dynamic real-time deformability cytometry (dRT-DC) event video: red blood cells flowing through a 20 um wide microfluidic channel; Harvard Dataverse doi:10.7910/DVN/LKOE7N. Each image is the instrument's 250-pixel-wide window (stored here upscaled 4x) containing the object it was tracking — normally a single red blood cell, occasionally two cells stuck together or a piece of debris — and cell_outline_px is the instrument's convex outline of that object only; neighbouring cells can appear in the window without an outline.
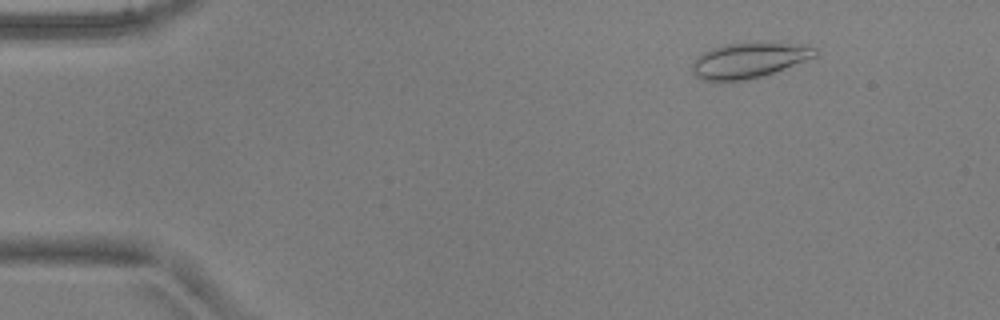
{"species": "common noctule bat (a hibernating species)", "species_latin": "Nyctalus noctula", "temperature_condition": "warm", "stored_images_in_passage": 52, "camera_frame_rate_fps": 3000, "um_per_image_px": 0.085, "animal": {"sex": "male", "body_mass_g": 17.9, "forearm_length_mm": 54.2}, "frame": {"image": 1, "passage_image": 7, "time_ms": 2.0, "image_size_px": [1000, 320], "cell_outline_px": [[816, 56], [772, 72], [760, 76], [744, 80], [700, 80], [692, 72], [692, 64], [696, 56], [712, 48], [724, 44], [756, 40], [788, 44], [816, 48]], "centroid_in_image_um": [63.57, 5.09], "position_along_channel_um": 21.4, "area_um2": 25.14}}
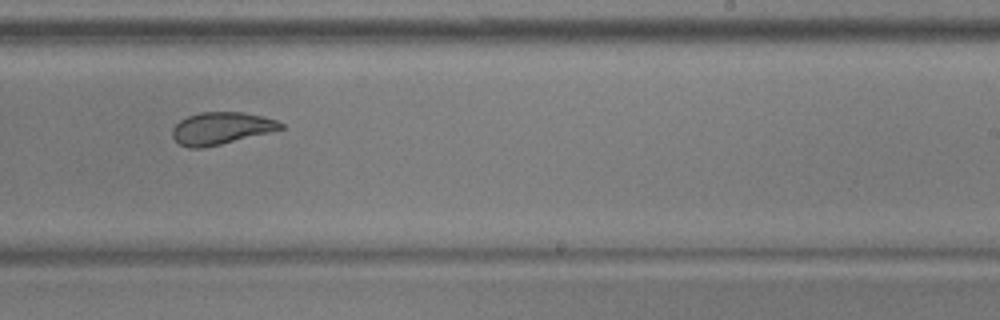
{"frame": {"image": 2, "passage_image": 33, "time_ms": 10.667, "image_size_px": [1000, 320], "cell_outline_px": [[284, 128], [272, 132], [204, 148], [188, 148], [180, 144], [172, 136], [172, 128], [180, 120], [188, 116], [200, 112], [244, 112], [276, 120], [284, 124]], "centroid_in_image_um": [18.8, 10.91], "position_along_channel_um": 270.2, "area_um2": 20.35}}
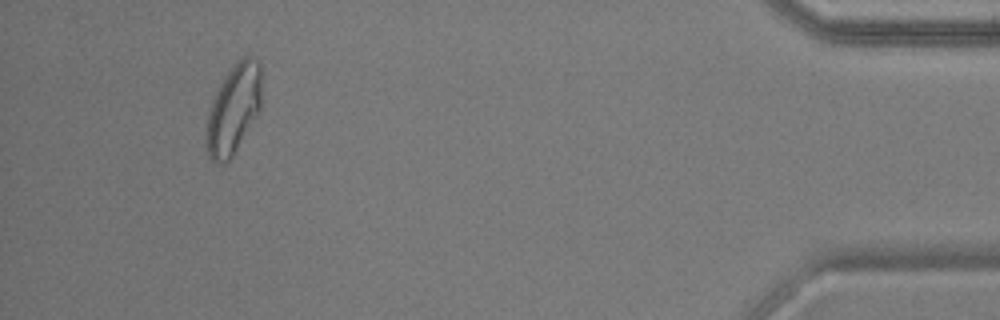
{"frame": {"image": 3, "passage_image": 49, "time_ms": 16.0, "image_size_px": [1000, 320], "cell_outline_px": [[260, 108], [232, 156], [224, 164], [216, 164], [208, 156], [208, 112], [212, 100], [224, 76], [232, 64], [240, 56], [252, 56], [260, 64]], "centroid_in_image_um": [19.85, 9.22], "position_along_channel_um": 415.3, "area_um2": 28.15}, "authors_computed_cell_mechanics": {"area_um2": 23.3512, "velocity_mm_per_s": 3.8919, "shape_relaxation_time_tau1_ms": null, "shape_relaxation_time_tau2_ms": 1.1816, "deformation_change_tau1": null, "deformation_change_tau2": 0.0767}}